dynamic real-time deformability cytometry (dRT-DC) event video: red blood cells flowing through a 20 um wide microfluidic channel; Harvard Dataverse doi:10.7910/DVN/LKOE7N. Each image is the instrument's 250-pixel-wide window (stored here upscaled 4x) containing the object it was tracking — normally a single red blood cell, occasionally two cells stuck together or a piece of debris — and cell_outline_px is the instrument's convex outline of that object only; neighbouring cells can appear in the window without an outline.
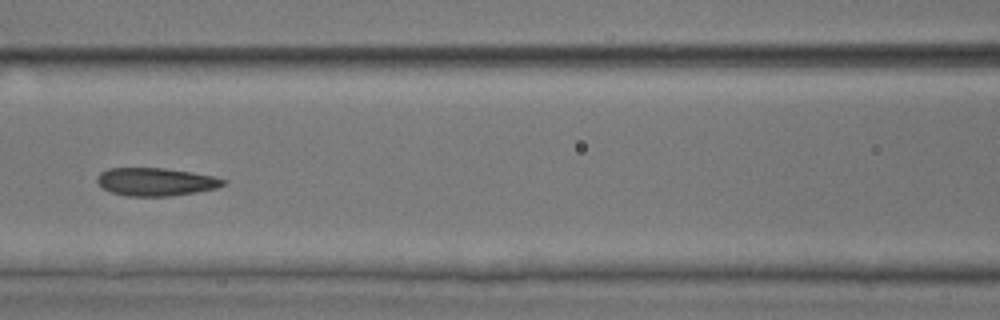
{"species": "common noctule bat (a hibernating species)", "species_latin": "Nyctalus noctula", "temperature_condition": "room temperature", "stored_images_in_passage": 38, "camera_frame_rate_fps": 3000, "um_per_image_px": 0.085, "animal": {"sex": "male", "body_mass_g": 17.9, "forearm_length_mm": 54.2}, "frame": {"image": 1, "passage_image": 12, "time_ms": 3.667, "image_size_px": [1000, 320], "cell_outline_px": [[228, 180], [224, 184], [216, 188], [196, 192], [168, 196], [128, 196], [112, 192], [104, 188], [96, 180], [96, 176], [100, 172], [108, 168], [164, 168], [192, 172], [216, 176]], "centroid_in_image_um": [13.26, 15.44], "position_along_channel_um": 153.3, "area_um2": 20.58}, "authors_computed_cell_mechanics": {"area_um2": 21.2704, "velocity_mm_per_s": 3.8435, "shape_relaxation_time_tau1_ms": 6.0222, "shape_relaxation_time_tau2_ms": 1.8761, "deformation_change_tau1": 0.1449, "deformation_change_tau2": 0.0869}}